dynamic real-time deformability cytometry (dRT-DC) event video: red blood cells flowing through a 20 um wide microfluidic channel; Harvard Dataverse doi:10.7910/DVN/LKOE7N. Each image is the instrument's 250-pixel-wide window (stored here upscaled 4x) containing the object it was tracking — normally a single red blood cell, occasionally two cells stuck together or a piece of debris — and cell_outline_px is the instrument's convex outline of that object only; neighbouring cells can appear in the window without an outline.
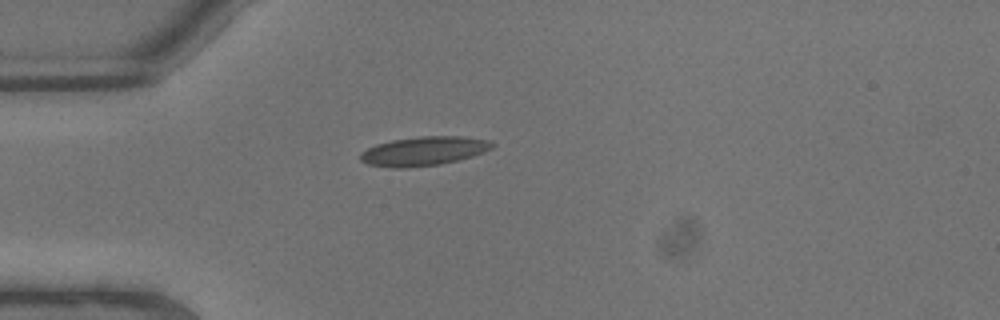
{"species": "common noctule bat (a hibernating species)", "species_latin": "Nyctalus noctula", "temperature_condition": "warm", "stored_images_in_passage": 3, "camera_frame_rate_fps": 3000, "um_per_image_px": 0.085, "animal": {"sex": "male", "body_mass_g": 13.3}, "frame": {"image": 1, "passage_image": 1, "time_ms": 0.0, "image_size_px": [1000, 320], "cell_outline_px": [[496, 144], [492, 148], [484, 152], [472, 156], [440, 164], [408, 168], [392, 168], [368, 164], [360, 160], [360, 152], [376, 144], [392, 140], [420, 136], [464, 136], [492, 140]], "centroid_in_image_um": [36.04, 12.83], "position_along_channel_um": 49.0, "area_um2": 22.48}}
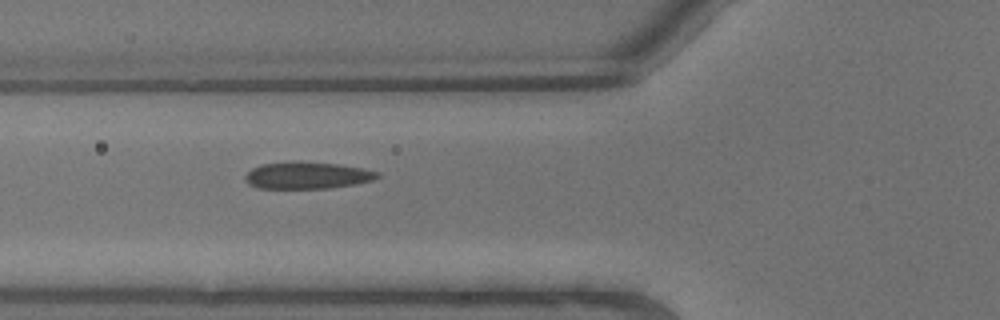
{"frame": {"image": 2, "passage_image": 3, "time_ms": 0.667, "image_size_px": [1000, 320], "cell_outline_px": [[380, 176], [372, 180], [356, 184], [328, 188], [256, 188], [248, 184], [244, 180], [244, 176], [252, 168], [264, 164], [336, 164], [360, 168], [380, 172]], "centroid_in_image_um": [26.11, 14.96], "position_along_channel_um": 99.7, "area_um2": 19.77}}